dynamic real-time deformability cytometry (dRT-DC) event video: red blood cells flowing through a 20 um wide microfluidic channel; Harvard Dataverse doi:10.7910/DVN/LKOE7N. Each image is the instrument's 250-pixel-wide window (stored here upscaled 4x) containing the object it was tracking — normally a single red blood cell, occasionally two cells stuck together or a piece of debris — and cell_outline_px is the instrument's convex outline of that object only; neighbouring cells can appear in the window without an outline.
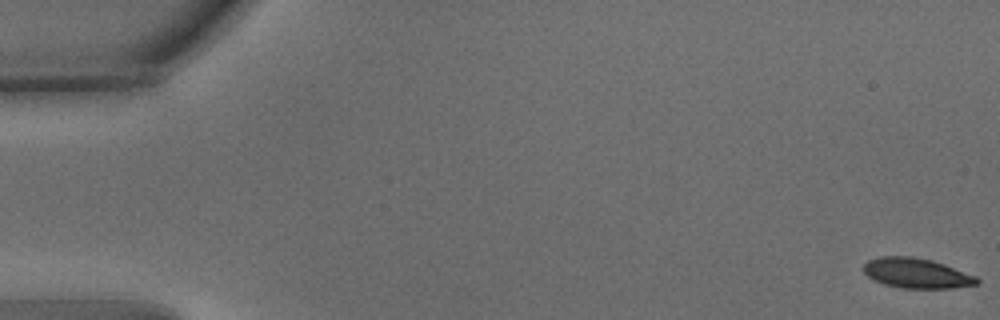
{"species": "common noctule bat (a hibernating species)", "species_latin": "Nyctalus noctula", "temperature_condition": "warm", "stored_images_in_passage": 14, "camera_frame_rate_fps": 3000, "um_per_image_px": 0.085, "animal": {"sex": "male", "body_mass_g": 15.6}, "frame": {"image": 1, "passage_image": 1, "time_ms": 0.0, "image_size_px": [1000, 320], "cell_outline_px": [[980, 284], [952, 288], [904, 288], [884, 284], [872, 280], [864, 272], [864, 264], [868, 260], [880, 256], [912, 256], [932, 260], [944, 264], [976, 276], [980, 280]], "centroid_in_image_um": [77.91, 23.22], "position_along_channel_um": 7.1, "area_um2": 19.88}}